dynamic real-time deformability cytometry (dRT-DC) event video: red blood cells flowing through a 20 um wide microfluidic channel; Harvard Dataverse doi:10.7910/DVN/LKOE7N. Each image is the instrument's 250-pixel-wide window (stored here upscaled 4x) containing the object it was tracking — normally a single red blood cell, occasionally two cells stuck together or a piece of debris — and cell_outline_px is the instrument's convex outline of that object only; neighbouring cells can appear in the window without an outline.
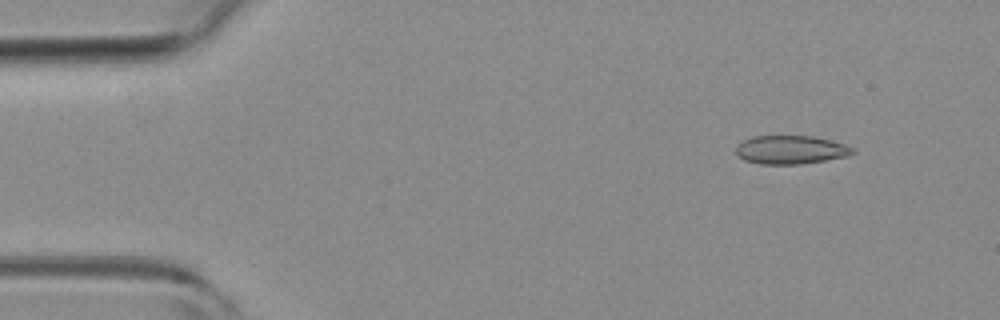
{"species": "common noctule bat (a hibernating species)", "species_latin": "Nyctalus noctula", "temperature_condition": "room temperature", "stored_images_in_passage": 6, "camera_frame_rate_fps": 3000, "um_per_image_px": 0.085, "animal": {"sex": "female", "body_mass_g": 19.3, "forearm_length_mm": 54.1}, "frame": {"image": 1, "passage_image": 1, "time_ms": 0.0, "image_size_px": [1000, 320], "cell_outline_px": [[856, 152], [848, 156], [800, 164], [760, 164], [744, 160], [736, 152], [736, 148], [744, 140], [752, 136], [812, 136], [844, 144], [856, 148]], "centroid_in_image_um": [67.24, 12.73], "position_along_channel_um": 17.8, "area_um2": 19.25}}
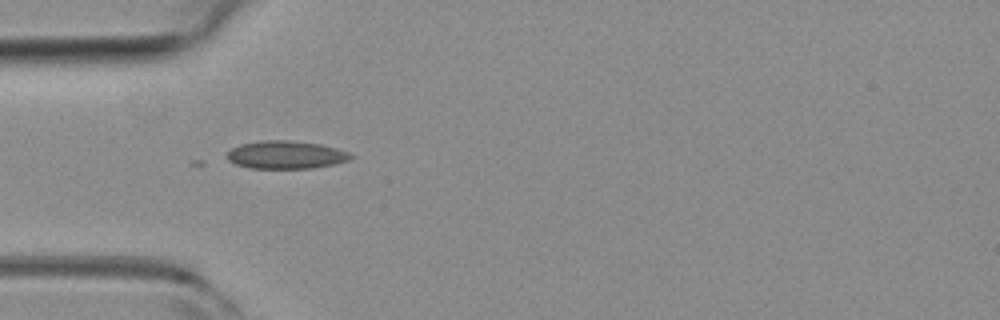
{"frame": {"image": 2, "passage_image": 4, "time_ms": 1.0, "image_size_px": [1000, 320], "cell_outline_px": [[352, 156], [348, 160], [336, 164], [312, 168], [248, 168], [236, 164], [228, 160], [228, 152], [232, 148], [240, 144], [260, 140], [288, 140], [320, 144], [336, 148], [348, 152]], "centroid_in_image_um": [24.29, 13.16], "position_along_channel_um": 60.7, "area_um2": 20.06}}
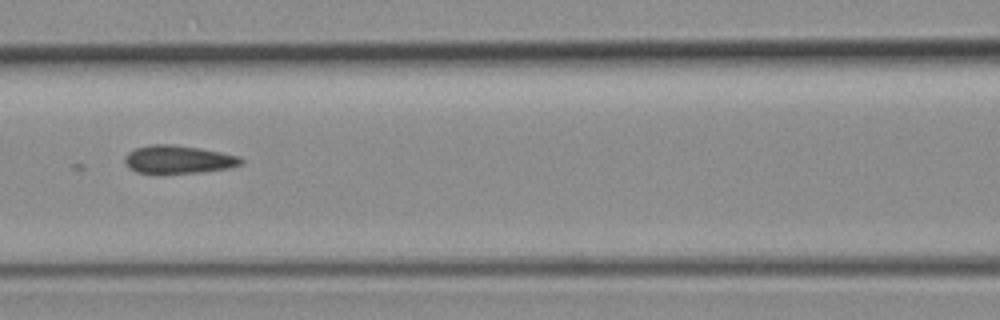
{"frame": {"image": 3, "passage_image": 6, "time_ms": 1.667, "image_size_px": [1000, 320], "cell_outline_px": [[244, 164], [228, 168], [200, 172], [156, 176], [152, 176], [136, 172], [128, 168], [124, 160], [124, 156], [128, 152], [136, 148], [152, 144], [172, 144], [200, 148], [240, 156], [244, 160]], "centroid_in_image_um": [15.11, 13.59], "position_along_channel_um": 151.5, "area_um2": 19.83}}